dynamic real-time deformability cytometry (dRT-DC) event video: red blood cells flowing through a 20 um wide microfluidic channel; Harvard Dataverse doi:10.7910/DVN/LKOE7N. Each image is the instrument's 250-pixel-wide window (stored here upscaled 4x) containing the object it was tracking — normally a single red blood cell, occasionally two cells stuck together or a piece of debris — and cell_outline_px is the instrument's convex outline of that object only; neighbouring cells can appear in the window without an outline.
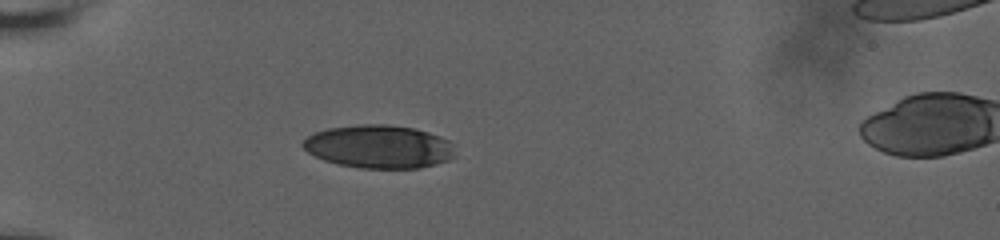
{"species": "human", "species_latin": "Homo sapiens", "temperature_condition": "room temperature", "stored_images_in_passage": 41, "camera_frame_rate_fps": 3000, "um_per_image_px": 0.085, "donor": {"sex": "male"}, "frame": {"image": 1, "passage_image": 1, "time_ms": 0.0, "image_size_px": [1000, 240], "cell_outline_px": [[456, 156], [448, 160], [436, 164], [420, 168], [360, 168], [340, 164], [324, 160], [308, 152], [300, 144], [308, 136], [316, 132], [328, 128], [360, 124], [388, 124], [412, 128], [428, 132], [440, 136], [448, 140], [452, 144]], "centroid_in_image_um": [32.23, 12.46], "position_along_channel_um": 52.8, "area_um2": 38.26}}
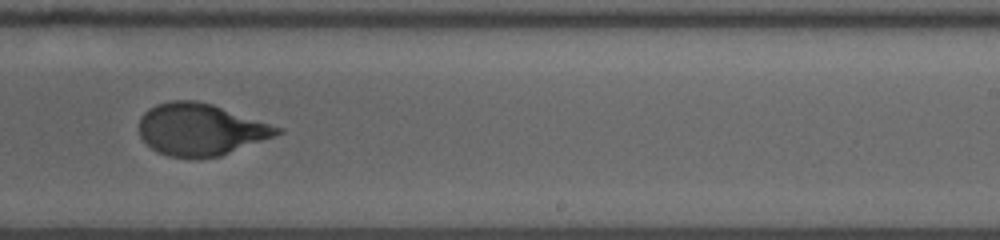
{"frame": {"image": 2, "passage_image": 21, "time_ms": 6.667, "image_size_px": [1000, 240], "cell_outline_px": [[284, 132], [220, 156], [168, 156], [156, 152], [140, 136], [140, 116], [148, 108], [156, 104], [168, 100], [196, 100], [212, 104], [284, 128]], "centroid_in_image_um": [17.04, 10.97], "position_along_channel_um": 272.0, "area_um2": 41.38}}
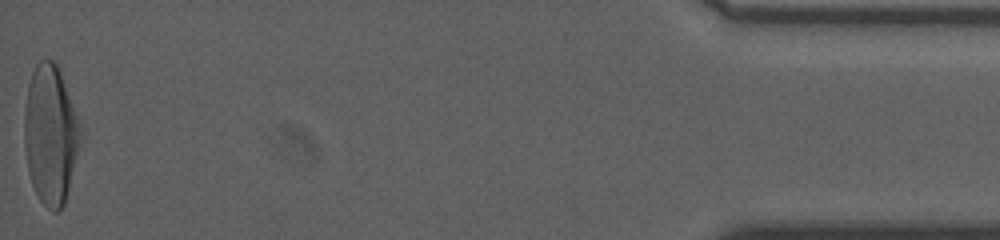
{"frame": {"image": 3, "passage_image": 41, "time_ms": 13.333, "image_size_px": [1000, 240], "cell_outline_px": [[84, 136], [64, 204], [56, 212], [52, 212], [40, 200], [32, 184], [28, 172], [24, 144], [24, 112], [28, 84], [32, 72], [36, 64], [44, 56], [52, 60], [56, 64], [60, 72], [84, 132]], "centroid_in_image_um": [4.31, 11.43], "position_along_channel_um": 430.9, "area_um2": 46.07}, "authors_computed_cell_mechanics": {"area_um2": 41.8472, "velocity_mm_per_s": 3.6433, "shape_relaxation_time_tau1_ms": 4.4023, "shape_relaxation_time_tau2_ms": null, "deformation_change_tau1": 0.2039, "deformation_change_tau2": null}}